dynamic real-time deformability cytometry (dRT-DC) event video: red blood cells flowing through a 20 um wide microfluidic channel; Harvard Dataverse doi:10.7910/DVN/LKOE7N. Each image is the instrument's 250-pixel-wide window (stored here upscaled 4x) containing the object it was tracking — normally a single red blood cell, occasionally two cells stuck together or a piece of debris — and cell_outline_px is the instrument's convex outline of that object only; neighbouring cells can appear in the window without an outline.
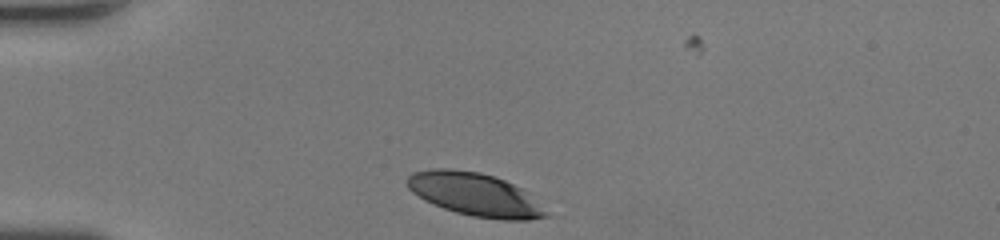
{"species": "human", "species_latin": "Homo sapiens", "temperature_condition": "room temperature", "stored_images_in_passage": 28, "camera_frame_rate_fps": 3000, "um_per_image_px": 0.085, "donor": {"sex": "female"}, "frame": {"image": 1, "passage_image": 1, "time_ms": 0.0, "image_size_px": [1000, 240], "cell_outline_px": [[552, 216], [528, 220], [504, 220], [472, 216], [456, 212], [444, 208], [424, 200], [412, 192], [408, 188], [408, 176], [412, 172], [432, 168], [448, 168], [480, 172], [504, 180], [520, 188], [548, 212]], "centroid_in_image_um": [40.34, 16.53], "position_along_channel_um": 44.7, "area_um2": 34.51}}
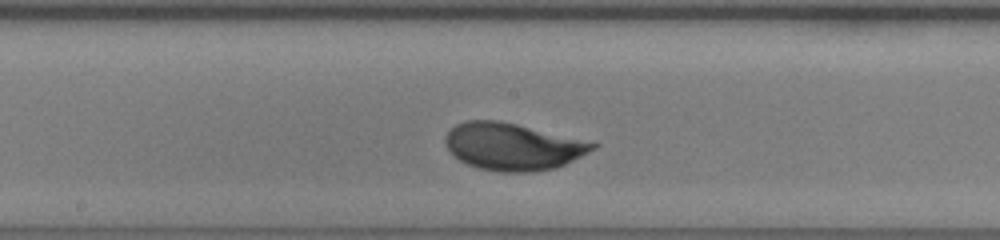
{"frame": {"image": 2, "passage_image": 15, "time_ms": 4.667, "image_size_px": [1000, 240], "cell_outline_px": [[600, 144], [580, 156], [556, 168], [532, 172], [500, 172], [480, 168], [468, 164], [460, 160], [444, 144], [444, 136], [456, 124], [468, 120], [496, 120], [516, 124]], "centroid_in_image_um": [43.53, 12.46], "position_along_channel_um": 204.7, "area_um2": 39.82}}
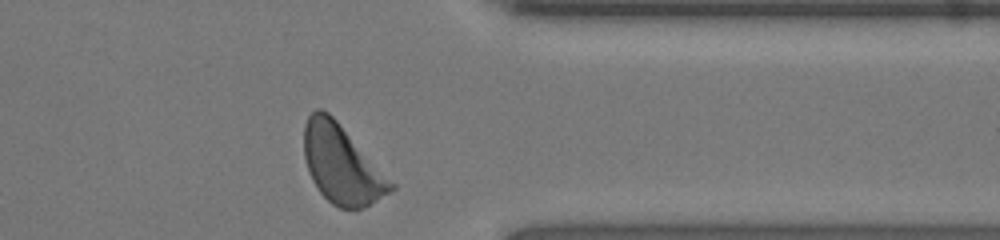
{"frame": {"image": 3, "passage_image": 28, "time_ms": 9.0, "image_size_px": [1000, 240], "cell_outline_px": [[396, 188], [392, 192], [364, 208], [340, 208], [332, 204], [320, 192], [312, 180], [304, 156], [304, 124], [308, 116], [316, 108], [320, 108], [328, 112], [336, 120], [396, 184]], "centroid_in_image_um": [29.06, 13.98], "position_along_channel_um": 382.3, "area_um2": 39.54}, "authors_computed_cell_mechanics": {"area_um2": 39.1306, "velocity_mm_per_s": 4.2083, "shape_relaxation_time_tau1_ms": 3.3727, "shape_relaxation_time_tau2_ms": null, "deformation_change_tau1": 0.1956, "deformation_change_tau2": null}}